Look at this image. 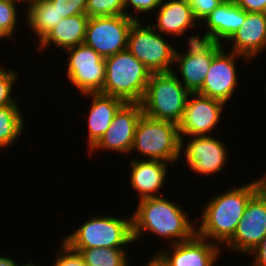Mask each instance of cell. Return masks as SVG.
Masks as SVG:
<instances>
[{
	"mask_svg": "<svg viewBox=\"0 0 266 266\" xmlns=\"http://www.w3.org/2000/svg\"><path fill=\"white\" fill-rule=\"evenodd\" d=\"M155 13L156 24H152V26L161 34L182 36L194 26L197 27L198 21L187 0H162Z\"/></svg>",
	"mask_w": 266,
	"mask_h": 266,
	"instance_id": "obj_18",
	"label": "cell"
},
{
	"mask_svg": "<svg viewBox=\"0 0 266 266\" xmlns=\"http://www.w3.org/2000/svg\"><path fill=\"white\" fill-rule=\"evenodd\" d=\"M86 15L89 18L125 15L124 0H87Z\"/></svg>",
	"mask_w": 266,
	"mask_h": 266,
	"instance_id": "obj_27",
	"label": "cell"
},
{
	"mask_svg": "<svg viewBox=\"0 0 266 266\" xmlns=\"http://www.w3.org/2000/svg\"><path fill=\"white\" fill-rule=\"evenodd\" d=\"M0 266H19V264L13 258L4 255L0 256Z\"/></svg>",
	"mask_w": 266,
	"mask_h": 266,
	"instance_id": "obj_38",
	"label": "cell"
},
{
	"mask_svg": "<svg viewBox=\"0 0 266 266\" xmlns=\"http://www.w3.org/2000/svg\"><path fill=\"white\" fill-rule=\"evenodd\" d=\"M83 97H91L92 99L87 119V148L90 150L105 134L116 112L125 102L122 99L100 92L86 93L83 94Z\"/></svg>",
	"mask_w": 266,
	"mask_h": 266,
	"instance_id": "obj_19",
	"label": "cell"
},
{
	"mask_svg": "<svg viewBox=\"0 0 266 266\" xmlns=\"http://www.w3.org/2000/svg\"><path fill=\"white\" fill-rule=\"evenodd\" d=\"M266 236V198L257 191L250 199L234 235L222 246L248 255Z\"/></svg>",
	"mask_w": 266,
	"mask_h": 266,
	"instance_id": "obj_10",
	"label": "cell"
},
{
	"mask_svg": "<svg viewBox=\"0 0 266 266\" xmlns=\"http://www.w3.org/2000/svg\"><path fill=\"white\" fill-rule=\"evenodd\" d=\"M192 8L197 21H203L224 0H187Z\"/></svg>",
	"mask_w": 266,
	"mask_h": 266,
	"instance_id": "obj_33",
	"label": "cell"
},
{
	"mask_svg": "<svg viewBox=\"0 0 266 266\" xmlns=\"http://www.w3.org/2000/svg\"><path fill=\"white\" fill-rule=\"evenodd\" d=\"M19 266H39V265H36V263L34 264V263H32V261L31 260H29V262L28 263H24L23 265H19Z\"/></svg>",
	"mask_w": 266,
	"mask_h": 266,
	"instance_id": "obj_41",
	"label": "cell"
},
{
	"mask_svg": "<svg viewBox=\"0 0 266 266\" xmlns=\"http://www.w3.org/2000/svg\"><path fill=\"white\" fill-rule=\"evenodd\" d=\"M11 1H13L14 3H25L26 2V4H27V2H28V5H27V9L33 4V3H35L37 0H11Z\"/></svg>",
	"mask_w": 266,
	"mask_h": 266,
	"instance_id": "obj_39",
	"label": "cell"
},
{
	"mask_svg": "<svg viewBox=\"0 0 266 266\" xmlns=\"http://www.w3.org/2000/svg\"><path fill=\"white\" fill-rule=\"evenodd\" d=\"M71 249L127 248L134 244L132 216L119 218L113 216H92L79 225L77 230L62 238Z\"/></svg>",
	"mask_w": 266,
	"mask_h": 266,
	"instance_id": "obj_5",
	"label": "cell"
},
{
	"mask_svg": "<svg viewBox=\"0 0 266 266\" xmlns=\"http://www.w3.org/2000/svg\"><path fill=\"white\" fill-rule=\"evenodd\" d=\"M215 55L199 54L198 56H190L186 54H175L173 66H178L180 75L177 76L174 70L172 72L190 93H197L202 88Z\"/></svg>",
	"mask_w": 266,
	"mask_h": 266,
	"instance_id": "obj_22",
	"label": "cell"
},
{
	"mask_svg": "<svg viewBox=\"0 0 266 266\" xmlns=\"http://www.w3.org/2000/svg\"><path fill=\"white\" fill-rule=\"evenodd\" d=\"M186 142L180 139V157L184 152V160L191 171L206 176L222 171L229 153L223 141L212 135H206L189 137Z\"/></svg>",
	"mask_w": 266,
	"mask_h": 266,
	"instance_id": "obj_11",
	"label": "cell"
},
{
	"mask_svg": "<svg viewBox=\"0 0 266 266\" xmlns=\"http://www.w3.org/2000/svg\"><path fill=\"white\" fill-rule=\"evenodd\" d=\"M258 191L266 198V173L262 177L256 178Z\"/></svg>",
	"mask_w": 266,
	"mask_h": 266,
	"instance_id": "obj_37",
	"label": "cell"
},
{
	"mask_svg": "<svg viewBox=\"0 0 266 266\" xmlns=\"http://www.w3.org/2000/svg\"><path fill=\"white\" fill-rule=\"evenodd\" d=\"M252 256L251 266H266V236L260 244L249 253ZM253 262V263H252Z\"/></svg>",
	"mask_w": 266,
	"mask_h": 266,
	"instance_id": "obj_35",
	"label": "cell"
},
{
	"mask_svg": "<svg viewBox=\"0 0 266 266\" xmlns=\"http://www.w3.org/2000/svg\"><path fill=\"white\" fill-rule=\"evenodd\" d=\"M142 114L141 103H124L116 112L105 134L88 150V155H92L96 150L106 149L129 155L134 143L136 125Z\"/></svg>",
	"mask_w": 266,
	"mask_h": 266,
	"instance_id": "obj_13",
	"label": "cell"
},
{
	"mask_svg": "<svg viewBox=\"0 0 266 266\" xmlns=\"http://www.w3.org/2000/svg\"><path fill=\"white\" fill-rule=\"evenodd\" d=\"M105 81L100 93L141 103L151 72L129 50L105 58Z\"/></svg>",
	"mask_w": 266,
	"mask_h": 266,
	"instance_id": "obj_3",
	"label": "cell"
},
{
	"mask_svg": "<svg viewBox=\"0 0 266 266\" xmlns=\"http://www.w3.org/2000/svg\"><path fill=\"white\" fill-rule=\"evenodd\" d=\"M11 70V71H10ZM16 70L0 67V106H19L16 98L12 95L13 87L17 81Z\"/></svg>",
	"mask_w": 266,
	"mask_h": 266,
	"instance_id": "obj_28",
	"label": "cell"
},
{
	"mask_svg": "<svg viewBox=\"0 0 266 266\" xmlns=\"http://www.w3.org/2000/svg\"><path fill=\"white\" fill-rule=\"evenodd\" d=\"M258 191L253 180L213 196L207 201L196 227V234L223 246L233 235L249 199Z\"/></svg>",
	"mask_w": 266,
	"mask_h": 266,
	"instance_id": "obj_2",
	"label": "cell"
},
{
	"mask_svg": "<svg viewBox=\"0 0 266 266\" xmlns=\"http://www.w3.org/2000/svg\"><path fill=\"white\" fill-rule=\"evenodd\" d=\"M189 94L173 72L151 73L141 101L143 114L179 125Z\"/></svg>",
	"mask_w": 266,
	"mask_h": 266,
	"instance_id": "obj_4",
	"label": "cell"
},
{
	"mask_svg": "<svg viewBox=\"0 0 266 266\" xmlns=\"http://www.w3.org/2000/svg\"><path fill=\"white\" fill-rule=\"evenodd\" d=\"M148 261L146 266H171L168 259L165 257V255L161 251H156L155 255H152Z\"/></svg>",
	"mask_w": 266,
	"mask_h": 266,
	"instance_id": "obj_36",
	"label": "cell"
},
{
	"mask_svg": "<svg viewBox=\"0 0 266 266\" xmlns=\"http://www.w3.org/2000/svg\"><path fill=\"white\" fill-rule=\"evenodd\" d=\"M246 12L266 13V0H232Z\"/></svg>",
	"mask_w": 266,
	"mask_h": 266,
	"instance_id": "obj_34",
	"label": "cell"
},
{
	"mask_svg": "<svg viewBox=\"0 0 266 266\" xmlns=\"http://www.w3.org/2000/svg\"><path fill=\"white\" fill-rule=\"evenodd\" d=\"M131 173L129 175L131 189L139 195V200L158 197L168 175V162L158 160H129Z\"/></svg>",
	"mask_w": 266,
	"mask_h": 266,
	"instance_id": "obj_17",
	"label": "cell"
},
{
	"mask_svg": "<svg viewBox=\"0 0 266 266\" xmlns=\"http://www.w3.org/2000/svg\"><path fill=\"white\" fill-rule=\"evenodd\" d=\"M143 21L141 18L131 25L127 50L151 73L172 72L176 51L174 44L171 45L152 25L144 26Z\"/></svg>",
	"mask_w": 266,
	"mask_h": 266,
	"instance_id": "obj_7",
	"label": "cell"
},
{
	"mask_svg": "<svg viewBox=\"0 0 266 266\" xmlns=\"http://www.w3.org/2000/svg\"><path fill=\"white\" fill-rule=\"evenodd\" d=\"M135 210L132 213L134 243L148 232L171 240V245L190 240L196 234L194 224L198 219L191 222L187 211L163 196L139 200Z\"/></svg>",
	"mask_w": 266,
	"mask_h": 266,
	"instance_id": "obj_1",
	"label": "cell"
},
{
	"mask_svg": "<svg viewBox=\"0 0 266 266\" xmlns=\"http://www.w3.org/2000/svg\"><path fill=\"white\" fill-rule=\"evenodd\" d=\"M89 17L86 14H77L63 18L59 24L53 27L39 42V50L48 49L54 44L56 48L66 50L84 43L86 26Z\"/></svg>",
	"mask_w": 266,
	"mask_h": 266,
	"instance_id": "obj_21",
	"label": "cell"
},
{
	"mask_svg": "<svg viewBox=\"0 0 266 266\" xmlns=\"http://www.w3.org/2000/svg\"><path fill=\"white\" fill-rule=\"evenodd\" d=\"M231 41L229 51L243 55L249 60L258 57L266 49V13L246 12L244 24L226 41Z\"/></svg>",
	"mask_w": 266,
	"mask_h": 266,
	"instance_id": "obj_16",
	"label": "cell"
},
{
	"mask_svg": "<svg viewBox=\"0 0 266 266\" xmlns=\"http://www.w3.org/2000/svg\"><path fill=\"white\" fill-rule=\"evenodd\" d=\"M188 49L184 53L181 50L176 49L175 54H186L190 56H198L199 54H217L224 46L219 43L212 34L208 31L203 36L199 33L195 36L192 35L186 41ZM181 51V52H179Z\"/></svg>",
	"mask_w": 266,
	"mask_h": 266,
	"instance_id": "obj_26",
	"label": "cell"
},
{
	"mask_svg": "<svg viewBox=\"0 0 266 266\" xmlns=\"http://www.w3.org/2000/svg\"><path fill=\"white\" fill-rule=\"evenodd\" d=\"M16 6L11 0H0V26L12 39L19 18Z\"/></svg>",
	"mask_w": 266,
	"mask_h": 266,
	"instance_id": "obj_29",
	"label": "cell"
},
{
	"mask_svg": "<svg viewBox=\"0 0 266 266\" xmlns=\"http://www.w3.org/2000/svg\"><path fill=\"white\" fill-rule=\"evenodd\" d=\"M5 38L10 40L11 37L0 26V40Z\"/></svg>",
	"mask_w": 266,
	"mask_h": 266,
	"instance_id": "obj_40",
	"label": "cell"
},
{
	"mask_svg": "<svg viewBox=\"0 0 266 266\" xmlns=\"http://www.w3.org/2000/svg\"><path fill=\"white\" fill-rule=\"evenodd\" d=\"M21 106H0V148L10 147L24 132Z\"/></svg>",
	"mask_w": 266,
	"mask_h": 266,
	"instance_id": "obj_24",
	"label": "cell"
},
{
	"mask_svg": "<svg viewBox=\"0 0 266 266\" xmlns=\"http://www.w3.org/2000/svg\"><path fill=\"white\" fill-rule=\"evenodd\" d=\"M126 248L72 249L78 252L86 266H129Z\"/></svg>",
	"mask_w": 266,
	"mask_h": 266,
	"instance_id": "obj_25",
	"label": "cell"
},
{
	"mask_svg": "<svg viewBox=\"0 0 266 266\" xmlns=\"http://www.w3.org/2000/svg\"><path fill=\"white\" fill-rule=\"evenodd\" d=\"M26 12L29 30L37 35L38 42L63 19L50 0H37L26 9Z\"/></svg>",
	"mask_w": 266,
	"mask_h": 266,
	"instance_id": "obj_23",
	"label": "cell"
},
{
	"mask_svg": "<svg viewBox=\"0 0 266 266\" xmlns=\"http://www.w3.org/2000/svg\"><path fill=\"white\" fill-rule=\"evenodd\" d=\"M161 1L162 0H124L125 15L134 20H140V17H136V13L135 16H133L134 14L129 13L128 9H130V7H133L134 11L139 14H148L156 11V9L160 6Z\"/></svg>",
	"mask_w": 266,
	"mask_h": 266,
	"instance_id": "obj_32",
	"label": "cell"
},
{
	"mask_svg": "<svg viewBox=\"0 0 266 266\" xmlns=\"http://www.w3.org/2000/svg\"><path fill=\"white\" fill-rule=\"evenodd\" d=\"M63 18L86 14L87 0H50Z\"/></svg>",
	"mask_w": 266,
	"mask_h": 266,
	"instance_id": "obj_31",
	"label": "cell"
},
{
	"mask_svg": "<svg viewBox=\"0 0 266 266\" xmlns=\"http://www.w3.org/2000/svg\"><path fill=\"white\" fill-rule=\"evenodd\" d=\"M223 47L212 59L209 71L206 74L202 88L197 92L203 96L221 100L225 104L231 100L238 85L236 61H250L243 55L232 51H225ZM227 52V53H226Z\"/></svg>",
	"mask_w": 266,
	"mask_h": 266,
	"instance_id": "obj_14",
	"label": "cell"
},
{
	"mask_svg": "<svg viewBox=\"0 0 266 266\" xmlns=\"http://www.w3.org/2000/svg\"><path fill=\"white\" fill-rule=\"evenodd\" d=\"M245 18L246 11L232 0H224L200 22L198 28L203 25L213 38L223 44L244 24Z\"/></svg>",
	"mask_w": 266,
	"mask_h": 266,
	"instance_id": "obj_20",
	"label": "cell"
},
{
	"mask_svg": "<svg viewBox=\"0 0 266 266\" xmlns=\"http://www.w3.org/2000/svg\"><path fill=\"white\" fill-rule=\"evenodd\" d=\"M66 53L69 57L66 75L71 85L82 95L101 92L106 73L105 58L84 43L66 49Z\"/></svg>",
	"mask_w": 266,
	"mask_h": 266,
	"instance_id": "obj_8",
	"label": "cell"
},
{
	"mask_svg": "<svg viewBox=\"0 0 266 266\" xmlns=\"http://www.w3.org/2000/svg\"><path fill=\"white\" fill-rule=\"evenodd\" d=\"M224 106L226 104L221 100L190 93L183 118L178 125L180 139L210 134L219 125Z\"/></svg>",
	"mask_w": 266,
	"mask_h": 266,
	"instance_id": "obj_12",
	"label": "cell"
},
{
	"mask_svg": "<svg viewBox=\"0 0 266 266\" xmlns=\"http://www.w3.org/2000/svg\"><path fill=\"white\" fill-rule=\"evenodd\" d=\"M135 20L126 16L88 19L84 44L106 58L127 49L128 33Z\"/></svg>",
	"mask_w": 266,
	"mask_h": 266,
	"instance_id": "obj_9",
	"label": "cell"
},
{
	"mask_svg": "<svg viewBox=\"0 0 266 266\" xmlns=\"http://www.w3.org/2000/svg\"><path fill=\"white\" fill-rule=\"evenodd\" d=\"M55 261L52 266H86L81 255L72 250L61 240L59 251L56 252Z\"/></svg>",
	"mask_w": 266,
	"mask_h": 266,
	"instance_id": "obj_30",
	"label": "cell"
},
{
	"mask_svg": "<svg viewBox=\"0 0 266 266\" xmlns=\"http://www.w3.org/2000/svg\"><path fill=\"white\" fill-rule=\"evenodd\" d=\"M171 246L170 251L166 249L161 251L171 266H215L222 248L197 234L190 240Z\"/></svg>",
	"mask_w": 266,
	"mask_h": 266,
	"instance_id": "obj_15",
	"label": "cell"
},
{
	"mask_svg": "<svg viewBox=\"0 0 266 266\" xmlns=\"http://www.w3.org/2000/svg\"><path fill=\"white\" fill-rule=\"evenodd\" d=\"M180 136L177 124L150 118L142 114L137 122L131 152L135 159L158 160L172 163L180 158ZM143 156V157H142Z\"/></svg>",
	"mask_w": 266,
	"mask_h": 266,
	"instance_id": "obj_6",
	"label": "cell"
}]
</instances>
